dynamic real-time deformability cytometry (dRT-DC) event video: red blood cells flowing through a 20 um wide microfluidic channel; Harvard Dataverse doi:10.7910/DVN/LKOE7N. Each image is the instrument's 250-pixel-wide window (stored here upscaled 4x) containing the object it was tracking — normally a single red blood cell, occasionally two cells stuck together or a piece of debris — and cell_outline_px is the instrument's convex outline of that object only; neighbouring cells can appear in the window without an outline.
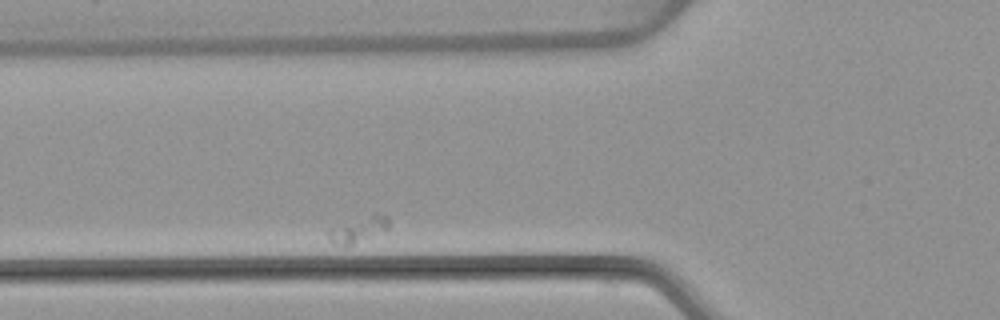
{"species": "common noctule bat (a hibernating species)", "species_latin": "Nyctalus noctula", "temperature_condition": "warm", "stored_images_in_passage": 24, "camera_frame_rate_fps": 3000, "um_per_image_px": 0.085, "animal": {"sex": "female", "body_mass_g": 22.7, "forearm_length_mm": 54.2}, "frame": {"image": 1, "passage_image": 4, "time_ms": 1.0, "image_size_px": [1000, 320], "cell_outline_px": [[388, 232], [348, 248], [332, 244], [328, 240], [324, 232], [328, 228], [372, 212], [376, 212], [388, 216]], "centroid_in_image_um": [30.43, 19.55], "position_along_channel_um": 95.4, "area_um2": 10.35}}
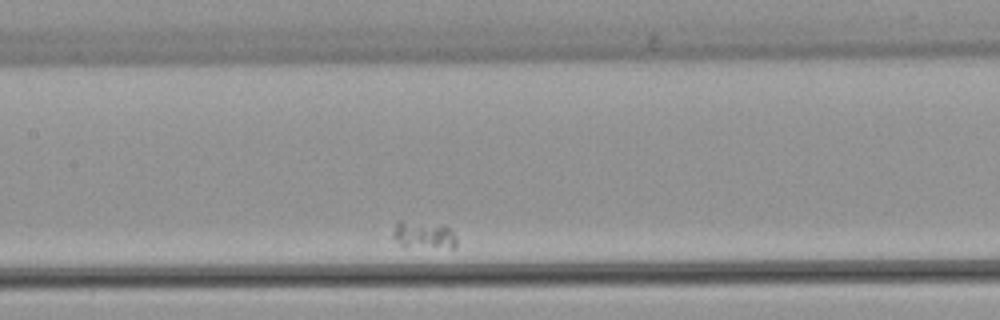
{"frame": {"image": 2, "passage_image": 12, "time_ms": 3.667, "image_size_px": [1000, 320], "cell_outline_px": [[456, 248], [452, 252], [400, 244], [392, 236], [392, 232], [396, 224], [400, 220], [444, 224], [452, 228], [456, 236]], "centroid_in_image_um": [36.15, 20.01], "position_along_channel_um": 171.2, "area_um2": 10.92}}